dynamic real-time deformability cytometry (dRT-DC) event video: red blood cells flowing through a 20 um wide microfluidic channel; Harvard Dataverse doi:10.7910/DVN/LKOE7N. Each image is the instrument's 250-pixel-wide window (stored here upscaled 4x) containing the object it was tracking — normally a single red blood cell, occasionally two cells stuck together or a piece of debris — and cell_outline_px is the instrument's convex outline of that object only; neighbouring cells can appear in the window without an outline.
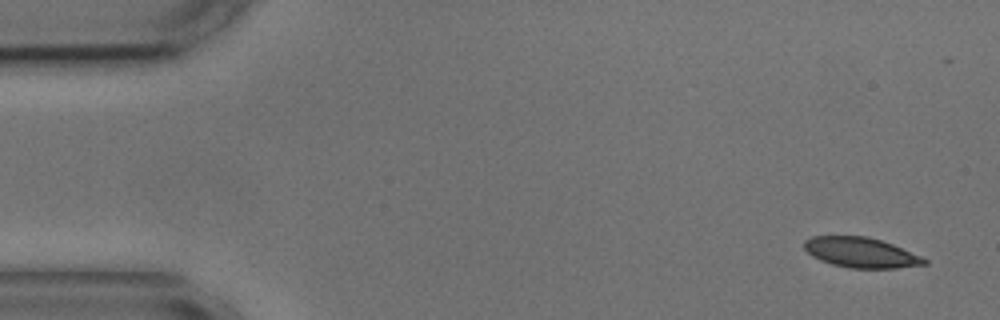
{"species": "common noctule bat (a hibernating species)", "species_latin": "Nyctalus noctula", "temperature_condition": "cold", "stored_images_in_passage": 7, "camera_frame_rate_fps": 3000, "um_per_image_px": 0.085, "animal": {"sex": "male", "body_mass_g": 17.9, "forearm_length_mm": 54.2}, "frame": {"image": 1, "passage_image": 1, "time_ms": 0.0, "image_size_px": [1000, 320], "cell_outline_px": [[928, 264], [896, 268], [848, 268], [832, 264], [820, 260], [812, 256], [804, 248], [804, 240], [812, 236], [868, 236], [892, 244], [920, 256], [928, 260]], "centroid_in_image_um": [73.16, 21.46], "position_along_channel_um": 11.8, "area_um2": 21.04}}
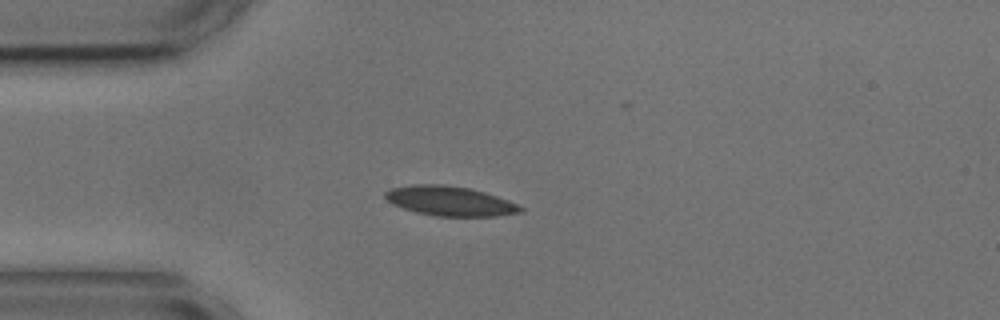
{"frame": {"image": 2, "passage_image": 4, "time_ms": 3.667, "image_size_px": [1000, 320], "cell_outline_px": [[524, 212], [496, 216], [436, 216], [416, 212], [392, 204], [384, 196], [384, 192], [392, 188], [412, 184], [444, 184], [468, 188], [484, 192], [508, 200], [524, 208]], "centroid_in_image_um": [38.24, 17.08], "position_along_channel_um": 46.8, "area_um2": 23.29}}